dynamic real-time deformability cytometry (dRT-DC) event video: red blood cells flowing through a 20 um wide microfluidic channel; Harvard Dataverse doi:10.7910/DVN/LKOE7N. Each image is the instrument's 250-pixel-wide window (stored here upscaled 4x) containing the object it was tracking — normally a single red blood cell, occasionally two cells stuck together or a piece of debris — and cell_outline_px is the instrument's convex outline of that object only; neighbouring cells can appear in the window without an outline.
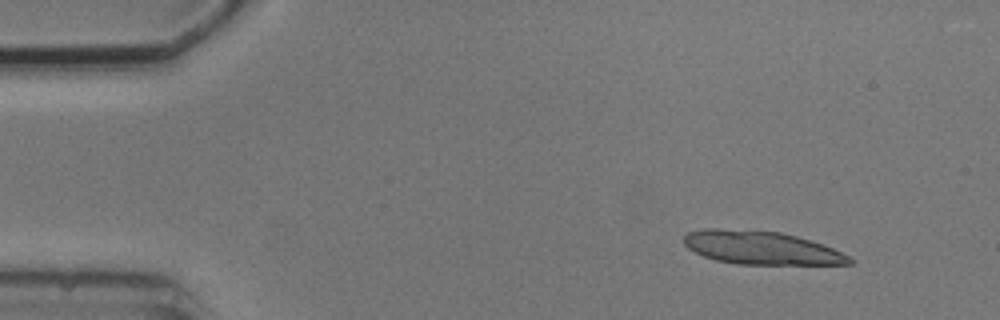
{"species": "common noctule bat (a hibernating species)", "species_latin": "Nyctalus noctula", "temperature_condition": "cold", "stored_images_in_passage": 5, "camera_frame_rate_fps": 3000, "um_per_image_px": 0.085, "animal": {"sex": "male", "body_mass_g": 20.5, "forearm_length_mm": 52.5}, "frame": {"image": 1, "passage_image": 1, "time_ms": 0.0, "image_size_px": [1000, 320], "cell_outline_px": [[856, 260], [852, 264], [736, 264], [716, 260], [704, 256], [688, 248], [684, 244], [684, 236], [688, 232], [704, 228], [716, 228], [780, 232], [812, 240], [832, 248]], "centroid_in_image_um": [64.7, 21.06], "position_along_channel_um": 20.3, "area_um2": 31.96}}